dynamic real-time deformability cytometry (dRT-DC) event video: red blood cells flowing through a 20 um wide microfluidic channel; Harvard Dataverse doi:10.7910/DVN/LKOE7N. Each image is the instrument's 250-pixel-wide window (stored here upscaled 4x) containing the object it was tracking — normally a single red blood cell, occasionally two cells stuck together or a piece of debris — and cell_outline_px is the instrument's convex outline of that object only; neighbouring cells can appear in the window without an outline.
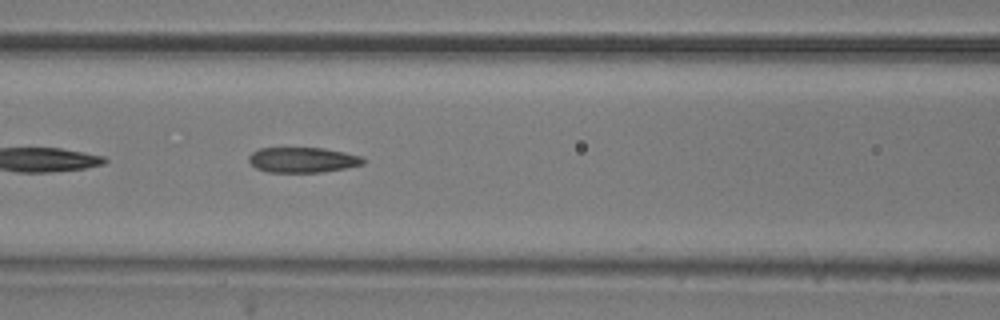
{"species": "common noctule bat (a hibernating species)", "species_latin": "Nyctalus noctula", "temperature_condition": "room temperature", "stored_images_in_passage": 18, "camera_frame_rate_fps": 3000, "um_per_image_px": 0.085, "animal": {"sex": "male", "body_mass_g": 20.5, "forearm_length_mm": 52.5}, "frame": {"image": 1, "passage_image": 8, "time_ms": 2.333, "image_size_px": [1000, 320], "cell_outline_px": [[364, 164], [324, 172], [268, 172], [256, 168], [248, 160], [248, 156], [252, 152], [260, 148], [324, 148], [344, 152], [360, 156], [364, 160]], "centroid_in_image_um": [25.7, 13.59], "position_along_channel_um": 140.9, "area_um2": 16.76}}